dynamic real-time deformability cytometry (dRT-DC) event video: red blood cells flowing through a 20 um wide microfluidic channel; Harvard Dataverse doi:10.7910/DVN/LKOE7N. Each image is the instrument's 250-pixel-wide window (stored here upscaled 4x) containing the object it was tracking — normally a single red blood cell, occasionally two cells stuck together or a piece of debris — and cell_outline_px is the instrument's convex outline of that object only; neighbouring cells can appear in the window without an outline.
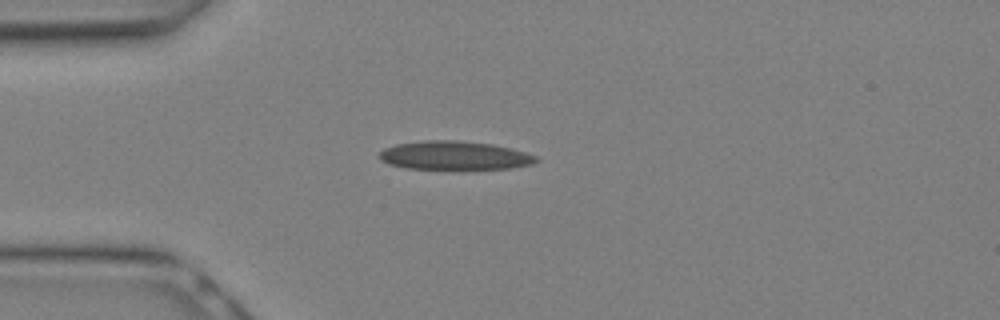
{"species": "Egyptian fruit bat (a non-hibernating species)", "species_latin": "Rousettus aegyptiacus", "temperature_condition": "warm", "stored_images_in_passage": 2, "camera_frame_rate_fps": 3000, "um_per_image_px": 0.085, "animal": {"sex": "female"}, "frame": {"image": 1, "passage_image": 1, "time_ms": 0.0, "image_size_px": [1000, 320], "cell_outline_px": [[540, 160], [532, 164], [512, 168], [404, 168], [388, 164], [380, 160], [380, 152], [384, 148], [396, 144], [424, 140], [460, 140], [492, 144], [512, 148], [536, 156]], "centroid_in_image_um": [38.62, 13.2], "position_along_channel_um": 46.4, "area_um2": 26.01}}